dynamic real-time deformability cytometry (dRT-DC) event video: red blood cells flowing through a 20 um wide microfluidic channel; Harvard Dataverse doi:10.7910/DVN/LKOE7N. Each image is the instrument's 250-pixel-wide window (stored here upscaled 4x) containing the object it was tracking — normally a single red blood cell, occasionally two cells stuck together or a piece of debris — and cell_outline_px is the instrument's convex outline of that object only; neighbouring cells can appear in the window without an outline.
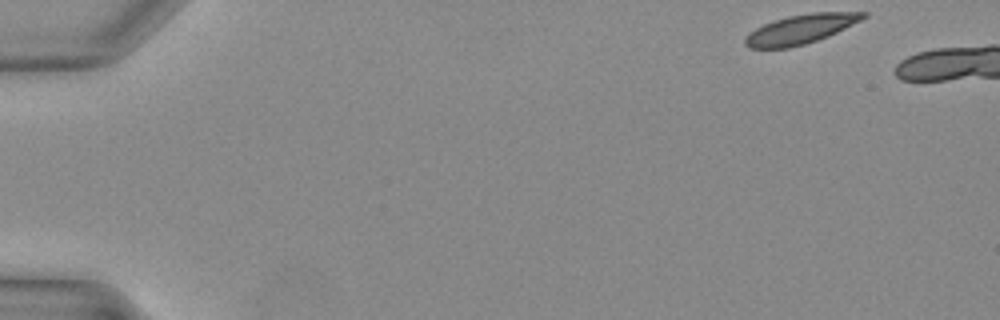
{"species": "Egyptian fruit bat (a non-hibernating species)", "species_latin": "Rousettus aegyptiacus", "temperature_condition": "warm", "stored_images_in_passage": 4, "camera_frame_rate_fps": 3000, "um_per_image_px": 0.085, "animal": {"sex": "female"}, "frame": {"image": 1, "passage_image": 1, "time_ms": 0.0, "image_size_px": [1000, 320], "cell_outline_px": [[868, 16], [828, 36], [804, 44], [788, 48], [748, 48], [744, 44], [744, 40], [756, 28], [764, 24], [788, 16], [812, 12], [868, 12]], "centroid_in_image_um": [68.06, 2.48], "position_along_channel_um": 16.9, "area_um2": 19.77}}